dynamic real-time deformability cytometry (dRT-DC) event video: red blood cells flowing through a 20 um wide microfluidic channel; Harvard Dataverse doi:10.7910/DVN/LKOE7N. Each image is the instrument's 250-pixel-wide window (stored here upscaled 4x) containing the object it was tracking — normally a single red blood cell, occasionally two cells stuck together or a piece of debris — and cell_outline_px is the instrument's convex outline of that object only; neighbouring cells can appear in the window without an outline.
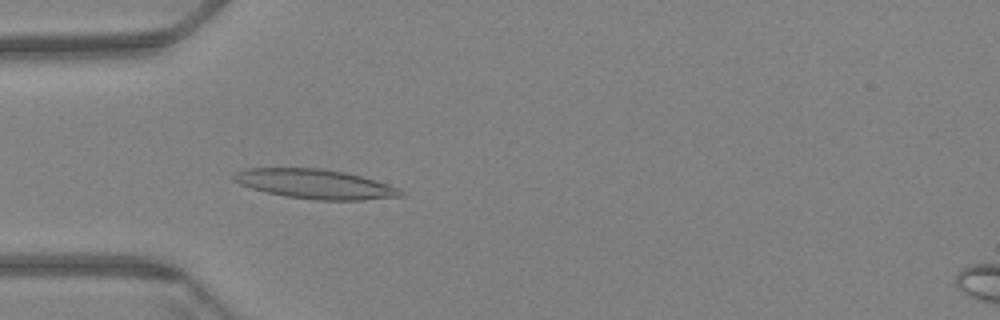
{"species": "Egyptian fruit bat (a non-hibernating species)", "species_latin": "Rousettus aegyptiacus", "temperature_condition": "warm", "stored_images_in_passage": 59, "camera_frame_rate_fps": 3000, "um_per_image_px": 0.085, "animal": {"sex": "female"}, "frame": {"image": 1, "passage_image": 18, "time_ms": 5.667, "image_size_px": [1000, 320], "cell_outline_px": [[404, 196], [364, 200], [316, 200], [288, 196], [268, 192], [252, 188], [240, 184], [232, 180], [232, 176], [236, 172], [244, 168], [320, 168], [344, 172], [360, 176], [400, 188], [404, 192]], "centroid_in_image_um": [26.79, 15.64], "position_along_channel_um": 58.2, "area_um2": 28.5}}
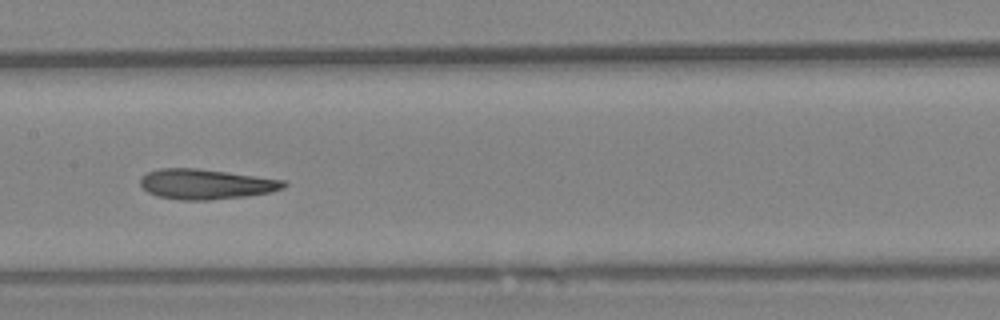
{"frame": {"image": 2, "passage_image": 30, "time_ms": 9.667, "image_size_px": [1000, 320], "cell_outline_px": [[288, 184], [284, 188], [268, 192], [248, 196], [208, 200], [180, 200], [156, 196], [148, 192], [140, 184], [140, 176], [148, 172], [160, 168], [196, 168], [284, 180]], "centroid_in_image_um": [17.47, 15.65], "position_along_channel_um": 189.9, "area_um2": 25.09}}
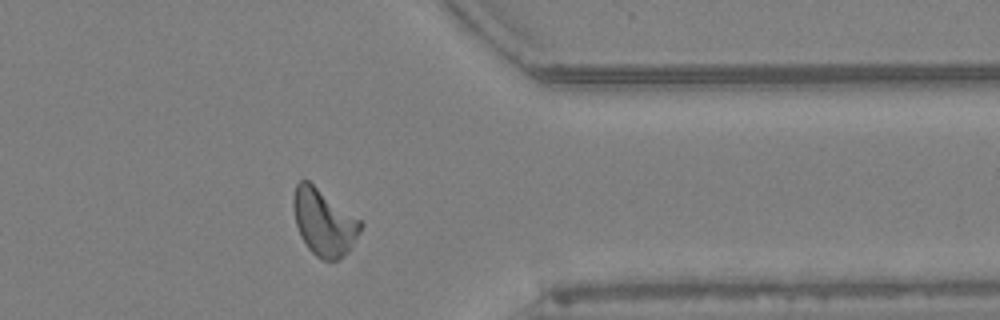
{"frame": {"image": 3, "passage_image": 48, "time_ms": 15.667, "image_size_px": [1000, 320], "cell_outline_px": [[364, 224], [360, 232], [348, 252], [344, 256], [336, 260], [324, 260], [316, 256], [308, 248], [300, 236], [296, 224], [292, 204], [292, 200], [296, 184], [300, 180], [308, 180], [360, 220]], "centroid_in_image_um": [27.52, 18.9], "position_along_channel_um": 383.9, "area_um2": 25.89}, "authors_computed_cell_mechanics": {"area_um2": 25.2008, "velocity_mm_per_s": 3.4105, "shape_relaxation_time_tau1_ms": null, "shape_relaxation_time_tau2_ms": 4.0722, "deformation_change_tau1": null, "deformation_change_tau2": 0.134}}